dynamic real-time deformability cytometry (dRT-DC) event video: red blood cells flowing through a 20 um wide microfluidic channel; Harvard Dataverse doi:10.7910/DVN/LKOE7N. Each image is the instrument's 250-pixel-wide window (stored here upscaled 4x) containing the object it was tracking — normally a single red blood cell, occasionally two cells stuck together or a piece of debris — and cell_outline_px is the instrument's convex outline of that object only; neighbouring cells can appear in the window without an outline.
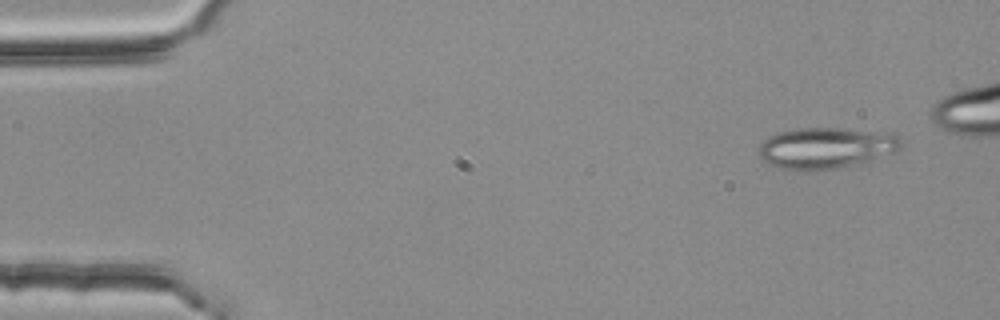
{"species": "common noctule bat (a hibernating species)", "species_latin": "Nyctalus noctula", "temperature_condition": "room temperature", "stored_images_in_passage": 48, "camera_frame_rate_fps": 3000, "um_per_image_px": 0.085, "animal": {"sex": "female", "body_mass_g": 25.1}, "frame": {"image": 1, "passage_image": 4, "time_ms": 1.0, "image_size_px": [1000, 320], "cell_outline_px": [[904, 144], [900, 148], [892, 152], [872, 160], [860, 164], [812, 172], [804, 172], [780, 168], [764, 160], [760, 156], [760, 144], [768, 136], [780, 132], [796, 128], [840, 128], [892, 132], [900, 136], [904, 140]], "centroid_in_image_um": [70.27, 12.58], "position_along_channel_um": 14.7, "area_um2": 34.68}}
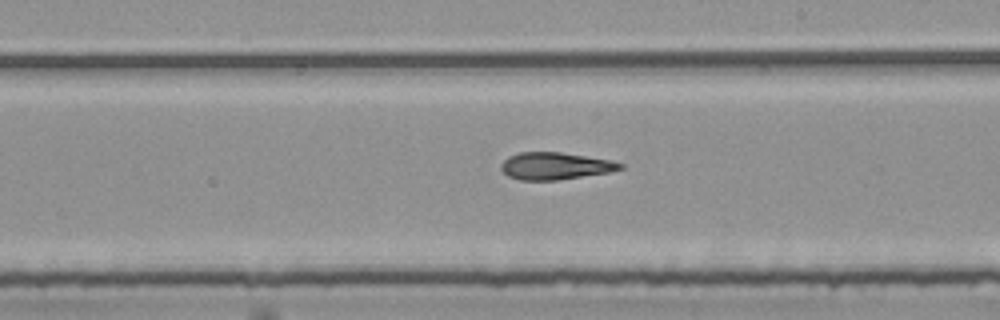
{"frame": {"image": 2, "passage_image": 31, "time_ms": 10.0, "image_size_px": [1000, 320], "cell_outline_px": [[624, 168], [608, 172], [556, 180], [520, 180], [508, 176], [500, 168], [500, 164], [508, 156], [520, 152], [560, 152], [612, 160], [624, 164]], "centroid_in_image_um": [47.17, 14.1], "position_along_channel_um": 241.8, "area_um2": 18.79}}
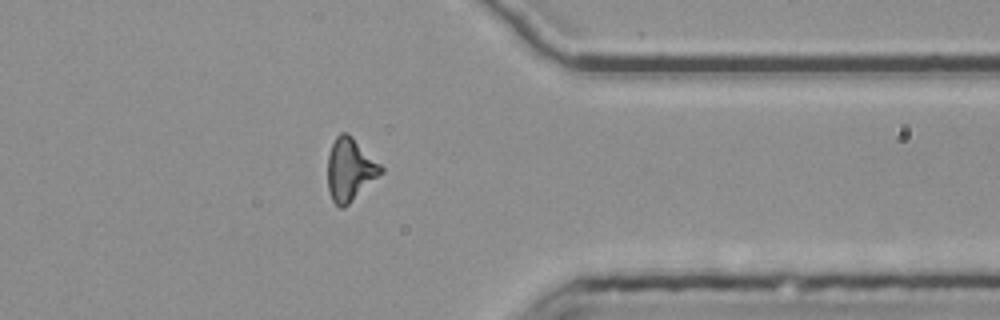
{"frame": {"image": 3, "passage_image": 43, "time_ms": 14.0, "image_size_px": [1000, 320], "cell_outline_px": [[384, 172], [344, 208], [340, 208], [332, 200], [328, 188], [328, 156], [332, 144], [336, 136], [340, 132], [348, 132], [384, 168]], "centroid_in_image_um": [29.75, 14.41], "position_along_channel_um": 381.6, "area_um2": 19.42}}